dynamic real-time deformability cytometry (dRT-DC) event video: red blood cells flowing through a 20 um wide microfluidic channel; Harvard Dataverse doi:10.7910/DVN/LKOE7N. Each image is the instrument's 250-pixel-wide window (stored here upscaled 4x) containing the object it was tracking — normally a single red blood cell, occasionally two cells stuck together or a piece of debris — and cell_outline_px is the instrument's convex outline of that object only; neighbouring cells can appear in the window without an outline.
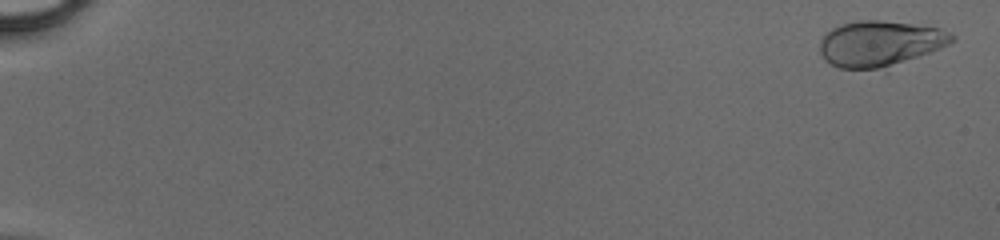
{"species": "human", "species_latin": "Homo sapiens", "temperature_condition": "cold", "stored_images_in_passage": 51, "camera_frame_rate_fps": 3000, "um_per_image_px": 0.085, "donor": {"sex": "male"}, "frame": {"image": 1, "passage_image": 2, "time_ms": 0.333, "image_size_px": [1000, 240], "cell_outline_px": [[956, 36], [948, 44], [928, 52], [916, 56], [876, 68], [840, 68], [824, 60], [820, 52], [820, 40], [832, 28], [840, 24], [860, 20], [880, 20], [912, 24], [940, 28], [952, 32]], "centroid_in_image_um": [74.75, 3.65], "position_along_channel_um": 10.2, "area_um2": 34.1}}
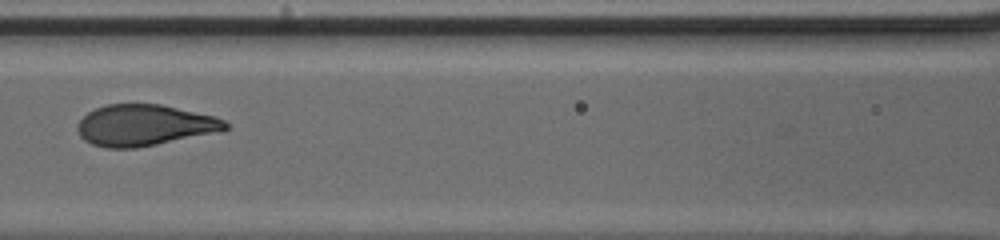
{"frame": {"image": 2, "passage_image": 26, "time_ms": 8.333, "image_size_px": [1000, 240], "cell_outline_px": [[228, 128], [224, 132], [136, 148], [104, 148], [92, 144], [84, 140], [80, 136], [76, 128], [76, 124], [88, 112], [96, 108], [108, 104], [160, 104], [212, 116], [224, 120], [228, 124]], "centroid_in_image_um": [12.28, 10.66], "position_along_channel_um": 154.3, "area_um2": 35.72}}
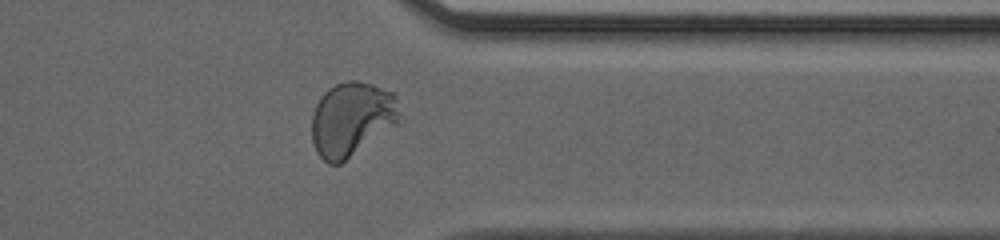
{"frame": {"image": 3, "passage_image": 42, "time_ms": 13.667, "image_size_px": [1000, 240], "cell_outline_px": [[400, 124], [340, 164], [328, 164], [316, 152], [312, 140], [312, 112], [320, 96], [328, 88], [344, 80], [356, 80], [372, 84], [392, 92], [396, 96], [400, 116]], "centroid_in_image_um": [29.91, 10.12], "position_along_channel_um": 381.5, "area_um2": 38.61}}